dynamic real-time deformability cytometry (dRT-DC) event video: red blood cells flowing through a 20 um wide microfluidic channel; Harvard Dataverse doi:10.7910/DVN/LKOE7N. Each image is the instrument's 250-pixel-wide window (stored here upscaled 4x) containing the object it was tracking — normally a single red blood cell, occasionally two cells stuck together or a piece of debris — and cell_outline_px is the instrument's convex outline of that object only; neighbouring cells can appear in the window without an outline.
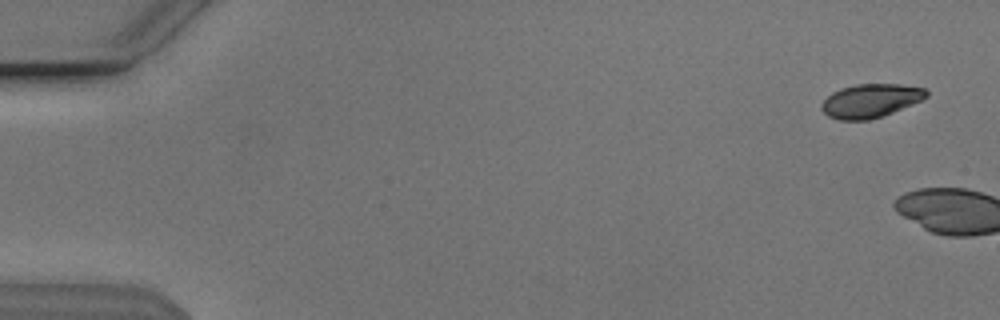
{"species": "Egyptian fruit bat (a non-hibernating species)", "species_latin": "Rousettus aegyptiacus", "temperature_condition": "cold", "stored_images_in_passage": 9, "camera_frame_rate_fps": 3000, "um_per_image_px": 0.085, "animal": {"sex": "male"}, "frame": {"image": 1, "passage_image": 3, "time_ms": 0.667, "image_size_px": [1000, 320], "cell_outline_px": [[928, 96], [912, 104], [892, 112], [868, 120], [840, 120], [828, 116], [820, 108], [820, 104], [832, 92], [840, 88], [856, 84], [900, 84], [924, 88], [928, 92]], "centroid_in_image_um": [73.96, 8.55], "position_along_channel_um": 11.0, "area_um2": 20.4}}